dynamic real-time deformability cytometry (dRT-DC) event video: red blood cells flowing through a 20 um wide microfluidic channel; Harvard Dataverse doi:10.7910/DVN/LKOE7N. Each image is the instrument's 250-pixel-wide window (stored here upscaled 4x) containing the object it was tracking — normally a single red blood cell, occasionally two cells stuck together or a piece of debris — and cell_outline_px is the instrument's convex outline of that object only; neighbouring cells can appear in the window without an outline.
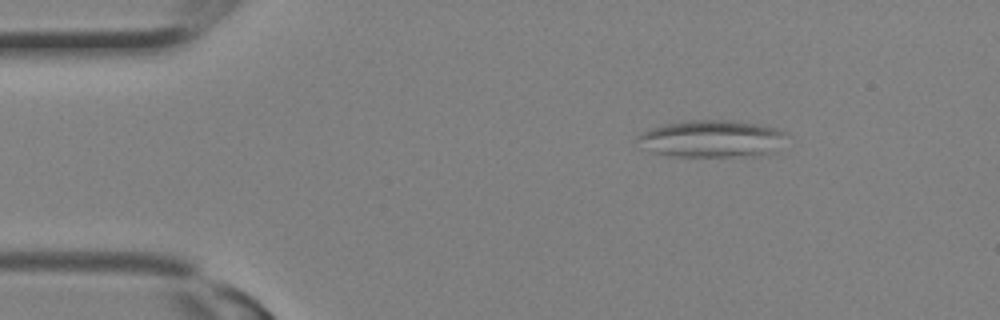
{"species": "Egyptian fruit bat (a non-hibernating species)", "species_latin": "Rousettus aegyptiacus", "temperature_condition": "room temperature", "stored_images_in_passage": 7, "camera_frame_rate_fps": 3000, "um_per_image_px": 0.085, "animal": {"sex": "female"}, "frame": {"image": 1, "passage_image": 1, "time_ms": 0.0, "image_size_px": [1000, 320], "cell_outline_px": [[784, 132], [772, 152], [764, 156], [672, 156], [652, 152], [640, 148], [636, 140], [636, 136], [640, 132], [664, 124], [684, 120], [732, 120], [756, 124], [776, 128]], "centroid_in_image_um": [60.36, 11.79], "position_along_channel_um": 24.6, "area_um2": 32.14}}